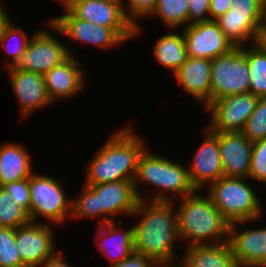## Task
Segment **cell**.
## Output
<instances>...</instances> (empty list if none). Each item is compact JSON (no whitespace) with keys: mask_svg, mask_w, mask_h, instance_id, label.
<instances>
[{"mask_svg":"<svg viewBox=\"0 0 266 267\" xmlns=\"http://www.w3.org/2000/svg\"><path fill=\"white\" fill-rule=\"evenodd\" d=\"M174 203L139 200L131 215L141 218L133 227L135 252L146 255L161 267L175 266L176 258H180L175 252L180 238Z\"/></svg>","mask_w":266,"mask_h":267,"instance_id":"1","label":"cell"},{"mask_svg":"<svg viewBox=\"0 0 266 267\" xmlns=\"http://www.w3.org/2000/svg\"><path fill=\"white\" fill-rule=\"evenodd\" d=\"M133 126L115 131L87 164L84 185L134 181L138 161L146 149L145 140L135 133ZM145 144V145H144Z\"/></svg>","mask_w":266,"mask_h":267,"instance_id":"2","label":"cell"},{"mask_svg":"<svg viewBox=\"0 0 266 267\" xmlns=\"http://www.w3.org/2000/svg\"><path fill=\"white\" fill-rule=\"evenodd\" d=\"M179 201V202H178ZM176 206L178 234L187 247L216 245L229 241L230 223L214 205L211 197L196 190L179 199Z\"/></svg>","mask_w":266,"mask_h":267,"instance_id":"3","label":"cell"},{"mask_svg":"<svg viewBox=\"0 0 266 267\" xmlns=\"http://www.w3.org/2000/svg\"><path fill=\"white\" fill-rule=\"evenodd\" d=\"M81 194L71 203V216L76 220L97 217L99 225L115 221L113 217L132 215L139 201L134 183L120 180L96 185H83Z\"/></svg>","mask_w":266,"mask_h":267,"instance_id":"4","label":"cell"},{"mask_svg":"<svg viewBox=\"0 0 266 267\" xmlns=\"http://www.w3.org/2000/svg\"><path fill=\"white\" fill-rule=\"evenodd\" d=\"M147 151L145 149L139 158L133 181L139 200L175 201L196 191L189 179L187 167ZM142 181L159 191L154 189L155 194L152 192L151 197L144 196L142 191H139V183Z\"/></svg>","mask_w":266,"mask_h":267,"instance_id":"5","label":"cell"},{"mask_svg":"<svg viewBox=\"0 0 266 267\" xmlns=\"http://www.w3.org/2000/svg\"><path fill=\"white\" fill-rule=\"evenodd\" d=\"M249 180L223 176L206 187V193L230 224L257 221L263 215L262 201L248 184Z\"/></svg>","mask_w":266,"mask_h":267,"instance_id":"6","label":"cell"},{"mask_svg":"<svg viewBox=\"0 0 266 267\" xmlns=\"http://www.w3.org/2000/svg\"><path fill=\"white\" fill-rule=\"evenodd\" d=\"M62 183L51 176L36 174L29 177L31 222L42 223L37 217L46 219L43 223L59 225L71 216L72 198L68 199Z\"/></svg>","mask_w":266,"mask_h":267,"instance_id":"7","label":"cell"},{"mask_svg":"<svg viewBox=\"0 0 266 267\" xmlns=\"http://www.w3.org/2000/svg\"><path fill=\"white\" fill-rule=\"evenodd\" d=\"M250 75L245 46L211 60V102L229 95L249 93Z\"/></svg>","mask_w":266,"mask_h":267,"instance_id":"8","label":"cell"},{"mask_svg":"<svg viewBox=\"0 0 266 267\" xmlns=\"http://www.w3.org/2000/svg\"><path fill=\"white\" fill-rule=\"evenodd\" d=\"M47 21L48 30L44 27L33 33L27 49L14 66L16 69L44 75L70 55H74L59 38L51 33L50 20Z\"/></svg>","mask_w":266,"mask_h":267,"instance_id":"9","label":"cell"},{"mask_svg":"<svg viewBox=\"0 0 266 267\" xmlns=\"http://www.w3.org/2000/svg\"><path fill=\"white\" fill-rule=\"evenodd\" d=\"M66 9L74 17L114 29L125 41L135 38V26L126 17L121 0H77Z\"/></svg>","mask_w":266,"mask_h":267,"instance_id":"10","label":"cell"},{"mask_svg":"<svg viewBox=\"0 0 266 267\" xmlns=\"http://www.w3.org/2000/svg\"><path fill=\"white\" fill-rule=\"evenodd\" d=\"M258 97L252 93L229 95L210 102L204 109L210 113L211 132H242L254 111Z\"/></svg>","mask_w":266,"mask_h":267,"instance_id":"11","label":"cell"},{"mask_svg":"<svg viewBox=\"0 0 266 267\" xmlns=\"http://www.w3.org/2000/svg\"><path fill=\"white\" fill-rule=\"evenodd\" d=\"M63 10V15L49 19L52 33L57 32L73 42L75 40L81 44H91L102 50L112 49L113 46L126 42L114 29L74 17L65 7Z\"/></svg>","mask_w":266,"mask_h":267,"instance_id":"12","label":"cell"},{"mask_svg":"<svg viewBox=\"0 0 266 267\" xmlns=\"http://www.w3.org/2000/svg\"><path fill=\"white\" fill-rule=\"evenodd\" d=\"M54 226L30 222L15 229L16 246L26 267H38L57 252Z\"/></svg>","mask_w":266,"mask_h":267,"instance_id":"13","label":"cell"},{"mask_svg":"<svg viewBox=\"0 0 266 267\" xmlns=\"http://www.w3.org/2000/svg\"><path fill=\"white\" fill-rule=\"evenodd\" d=\"M234 47L261 41L266 30V11H241L231 7L215 20Z\"/></svg>","mask_w":266,"mask_h":267,"instance_id":"14","label":"cell"},{"mask_svg":"<svg viewBox=\"0 0 266 267\" xmlns=\"http://www.w3.org/2000/svg\"><path fill=\"white\" fill-rule=\"evenodd\" d=\"M201 145L195 151L188 166L189 179L196 190H203L212 182L223 177V166L218 144V132H211L207 127L202 132ZM207 185V186H206Z\"/></svg>","mask_w":266,"mask_h":267,"instance_id":"15","label":"cell"},{"mask_svg":"<svg viewBox=\"0 0 266 267\" xmlns=\"http://www.w3.org/2000/svg\"><path fill=\"white\" fill-rule=\"evenodd\" d=\"M188 56L214 59L234 48L215 20L189 25L183 28Z\"/></svg>","mask_w":266,"mask_h":267,"instance_id":"16","label":"cell"},{"mask_svg":"<svg viewBox=\"0 0 266 267\" xmlns=\"http://www.w3.org/2000/svg\"><path fill=\"white\" fill-rule=\"evenodd\" d=\"M252 221H238L229 226V242L239 267H266V227L239 230Z\"/></svg>","mask_w":266,"mask_h":267,"instance_id":"17","label":"cell"},{"mask_svg":"<svg viewBox=\"0 0 266 267\" xmlns=\"http://www.w3.org/2000/svg\"><path fill=\"white\" fill-rule=\"evenodd\" d=\"M12 90L20 106L22 118H28L37 110L51 105L43 74L16 69L14 66L7 68Z\"/></svg>","mask_w":266,"mask_h":267,"instance_id":"18","label":"cell"},{"mask_svg":"<svg viewBox=\"0 0 266 267\" xmlns=\"http://www.w3.org/2000/svg\"><path fill=\"white\" fill-rule=\"evenodd\" d=\"M86 73L76 55H70L66 60L45 73L44 80L47 93L52 103L74 97L85 87Z\"/></svg>","mask_w":266,"mask_h":267,"instance_id":"19","label":"cell"},{"mask_svg":"<svg viewBox=\"0 0 266 267\" xmlns=\"http://www.w3.org/2000/svg\"><path fill=\"white\" fill-rule=\"evenodd\" d=\"M224 177L249 178L253 143L242 132H218Z\"/></svg>","mask_w":266,"mask_h":267,"instance_id":"20","label":"cell"},{"mask_svg":"<svg viewBox=\"0 0 266 267\" xmlns=\"http://www.w3.org/2000/svg\"><path fill=\"white\" fill-rule=\"evenodd\" d=\"M173 74L178 85L197 103H202L205 108L211 102V59L188 56Z\"/></svg>","mask_w":266,"mask_h":267,"instance_id":"21","label":"cell"},{"mask_svg":"<svg viewBox=\"0 0 266 267\" xmlns=\"http://www.w3.org/2000/svg\"><path fill=\"white\" fill-rule=\"evenodd\" d=\"M122 219L99 225L95 241L103 257L110 260V267L126 259L134 249L133 226L123 229Z\"/></svg>","mask_w":266,"mask_h":267,"instance_id":"22","label":"cell"},{"mask_svg":"<svg viewBox=\"0 0 266 267\" xmlns=\"http://www.w3.org/2000/svg\"><path fill=\"white\" fill-rule=\"evenodd\" d=\"M184 253L177 259V267H239L229 241L216 245L188 247Z\"/></svg>","mask_w":266,"mask_h":267,"instance_id":"23","label":"cell"},{"mask_svg":"<svg viewBox=\"0 0 266 267\" xmlns=\"http://www.w3.org/2000/svg\"><path fill=\"white\" fill-rule=\"evenodd\" d=\"M32 157L21 144L9 142L0 146V187L29 178L34 172Z\"/></svg>","mask_w":266,"mask_h":267,"instance_id":"24","label":"cell"},{"mask_svg":"<svg viewBox=\"0 0 266 267\" xmlns=\"http://www.w3.org/2000/svg\"><path fill=\"white\" fill-rule=\"evenodd\" d=\"M170 29L171 32L162 34L154 45V58L164 68H167L172 74L187 60L188 53L186 49L183 31L179 34Z\"/></svg>","mask_w":266,"mask_h":267,"instance_id":"25","label":"cell"},{"mask_svg":"<svg viewBox=\"0 0 266 267\" xmlns=\"http://www.w3.org/2000/svg\"><path fill=\"white\" fill-rule=\"evenodd\" d=\"M245 57L249 68V93L266 97V46L260 41L245 46Z\"/></svg>","mask_w":266,"mask_h":267,"instance_id":"26","label":"cell"},{"mask_svg":"<svg viewBox=\"0 0 266 267\" xmlns=\"http://www.w3.org/2000/svg\"><path fill=\"white\" fill-rule=\"evenodd\" d=\"M12 21L13 18L7 21L0 35V46H2L6 55L12 58L10 60L11 58L9 57V61H6L5 69L17 64L27 49L30 39L33 37V34H27L23 28L17 26V24L15 25Z\"/></svg>","mask_w":266,"mask_h":267,"instance_id":"27","label":"cell"},{"mask_svg":"<svg viewBox=\"0 0 266 267\" xmlns=\"http://www.w3.org/2000/svg\"><path fill=\"white\" fill-rule=\"evenodd\" d=\"M153 16L161 19L168 30L186 27L188 19L187 0H158L154 11L148 18Z\"/></svg>","mask_w":266,"mask_h":267,"instance_id":"28","label":"cell"},{"mask_svg":"<svg viewBox=\"0 0 266 267\" xmlns=\"http://www.w3.org/2000/svg\"><path fill=\"white\" fill-rule=\"evenodd\" d=\"M28 212L0 187V227L18 228L30 223Z\"/></svg>","mask_w":266,"mask_h":267,"instance_id":"29","label":"cell"},{"mask_svg":"<svg viewBox=\"0 0 266 267\" xmlns=\"http://www.w3.org/2000/svg\"><path fill=\"white\" fill-rule=\"evenodd\" d=\"M0 267H26L16 246L14 228L0 227Z\"/></svg>","mask_w":266,"mask_h":267,"instance_id":"30","label":"cell"},{"mask_svg":"<svg viewBox=\"0 0 266 267\" xmlns=\"http://www.w3.org/2000/svg\"><path fill=\"white\" fill-rule=\"evenodd\" d=\"M242 133L252 143L266 138V97L258 98Z\"/></svg>","mask_w":266,"mask_h":267,"instance_id":"31","label":"cell"},{"mask_svg":"<svg viewBox=\"0 0 266 267\" xmlns=\"http://www.w3.org/2000/svg\"><path fill=\"white\" fill-rule=\"evenodd\" d=\"M126 1V3H125ZM121 0L123 11L126 17L135 26V38L140 34L142 35L143 30L141 29L139 19L148 17L155 9L158 0ZM139 23H138V22ZM142 32V33H140Z\"/></svg>","mask_w":266,"mask_h":267,"instance_id":"32","label":"cell"},{"mask_svg":"<svg viewBox=\"0 0 266 267\" xmlns=\"http://www.w3.org/2000/svg\"><path fill=\"white\" fill-rule=\"evenodd\" d=\"M249 179L266 185V138L253 142Z\"/></svg>","mask_w":266,"mask_h":267,"instance_id":"33","label":"cell"},{"mask_svg":"<svg viewBox=\"0 0 266 267\" xmlns=\"http://www.w3.org/2000/svg\"><path fill=\"white\" fill-rule=\"evenodd\" d=\"M12 197L14 202L24 208L27 212L30 210V190L29 178L20 181H13L2 187Z\"/></svg>","mask_w":266,"mask_h":267,"instance_id":"34","label":"cell"},{"mask_svg":"<svg viewBox=\"0 0 266 267\" xmlns=\"http://www.w3.org/2000/svg\"><path fill=\"white\" fill-rule=\"evenodd\" d=\"M188 19L187 26L207 22L210 20V0H187Z\"/></svg>","mask_w":266,"mask_h":267,"instance_id":"35","label":"cell"},{"mask_svg":"<svg viewBox=\"0 0 266 267\" xmlns=\"http://www.w3.org/2000/svg\"><path fill=\"white\" fill-rule=\"evenodd\" d=\"M111 267H161L154 260L138 252H132L123 261L112 265Z\"/></svg>","mask_w":266,"mask_h":267,"instance_id":"36","label":"cell"},{"mask_svg":"<svg viewBox=\"0 0 266 267\" xmlns=\"http://www.w3.org/2000/svg\"><path fill=\"white\" fill-rule=\"evenodd\" d=\"M234 10L266 11V0H232Z\"/></svg>","mask_w":266,"mask_h":267,"instance_id":"37","label":"cell"},{"mask_svg":"<svg viewBox=\"0 0 266 267\" xmlns=\"http://www.w3.org/2000/svg\"><path fill=\"white\" fill-rule=\"evenodd\" d=\"M232 7V0H210V20H216Z\"/></svg>","mask_w":266,"mask_h":267,"instance_id":"38","label":"cell"},{"mask_svg":"<svg viewBox=\"0 0 266 267\" xmlns=\"http://www.w3.org/2000/svg\"><path fill=\"white\" fill-rule=\"evenodd\" d=\"M67 261H65L64 254L60 251L47 258L40 266L43 267H72Z\"/></svg>","mask_w":266,"mask_h":267,"instance_id":"39","label":"cell"},{"mask_svg":"<svg viewBox=\"0 0 266 267\" xmlns=\"http://www.w3.org/2000/svg\"><path fill=\"white\" fill-rule=\"evenodd\" d=\"M1 2H2V0H0V35H1V32H2L4 25L7 23V21L11 17L10 15H8L9 12L4 10Z\"/></svg>","mask_w":266,"mask_h":267,"instance_id":"40","label":"cell"},{"mask_svg":"<svg viewBox=\"0 0 266 267\" xmlns=\"http://www.w3.org/2000/svg\"><path fill=\"white\" fill-rule=\"evenodd\" d=\"M72 1H77V0H61L62 6L67 7Z\"/></svg>","mask_w":266,"mask_h":267,"instance_id":"41","label":"cell"},{"mask_svg":"<svg viewBox=\"0 0 266 267\" xmlns=\"http://www.w3.org/2000/svg\"><path fill=\"white\" fill-rule=\"evenodd\" d=\"M261 42L266 46V30L261 37Z\"/></svg>","mask_w":266,"mask_h":267,"instance_id":"42","label":"cell"}]
</instances>
